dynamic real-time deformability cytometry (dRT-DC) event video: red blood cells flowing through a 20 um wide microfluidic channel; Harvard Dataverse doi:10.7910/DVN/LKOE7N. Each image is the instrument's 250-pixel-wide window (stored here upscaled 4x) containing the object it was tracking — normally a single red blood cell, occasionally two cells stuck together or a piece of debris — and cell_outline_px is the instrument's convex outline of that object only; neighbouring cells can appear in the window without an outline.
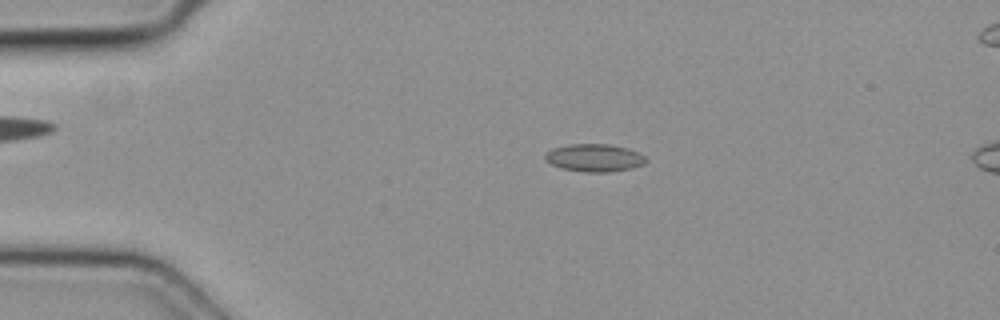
{"species": "common noctule bat (a hibernating species)", "species_latin": "Nyctalus noctula", "temperature_condition": "cold", "stored_images_in_passage": 4, "camera_frame_rate_fps": 3000, "um_per_image_px": 0.085, "animal": {"sex": "female", "body_mass_g": 19.3, "forearm_length_mm": 54.1}, "frame": {"image": 1, "passage_image": 2, "time_ms": 0.333, "image_size_px": [1000, 320], "cell_outline_px": [[648, 160], [644, 164], [632, 168], [608, 172], [584, 172], [560, 168], [544, 160], [544, 152], [552, 148], [568, 144], [608, 144], [628, 148], [640, 152]], "centroid_in_image_um": [50.51, 13.41], "position_along_channel_um": 34.5, "area_um2": 16.53}}